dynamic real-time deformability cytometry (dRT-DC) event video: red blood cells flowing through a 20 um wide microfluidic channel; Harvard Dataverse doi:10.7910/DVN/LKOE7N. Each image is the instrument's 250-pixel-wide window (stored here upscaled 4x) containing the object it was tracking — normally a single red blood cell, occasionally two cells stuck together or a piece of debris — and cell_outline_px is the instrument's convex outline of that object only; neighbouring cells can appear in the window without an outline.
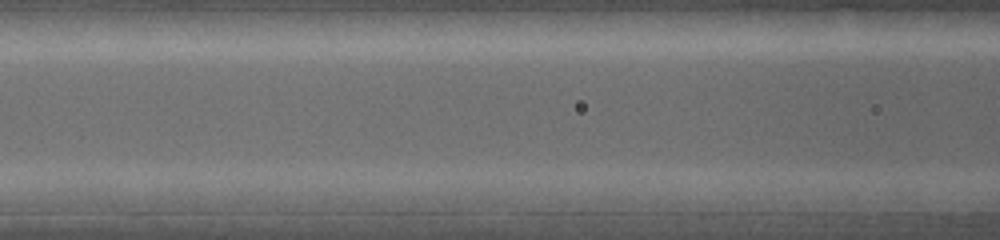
{"species": "common noctule bat (a hibernating species)", "species_latin": "Nyctalus noctula", "temperature_condition": "warm", "stored_images_in_passage": 5, "camera_frame_rate_fps": 5000, "um_per_image_px": 0.085, "animal": {"sex": "female", "body_mass_g": 19.0, "forearm_length_mm": 53.3}, "frame": {"image": 1, "passage_image": 5, "time_ms": 1.0, "image_size_px": [1000, 240], "cell_outline_px": [[868, 200], [860, 212], [736, 212], [732, 196], [736, 192], [856, 192]], "centroid_in_image_um": [67.88, 17.17], "position_along_channel_um": 98.7, "area_um2": 18.67}}